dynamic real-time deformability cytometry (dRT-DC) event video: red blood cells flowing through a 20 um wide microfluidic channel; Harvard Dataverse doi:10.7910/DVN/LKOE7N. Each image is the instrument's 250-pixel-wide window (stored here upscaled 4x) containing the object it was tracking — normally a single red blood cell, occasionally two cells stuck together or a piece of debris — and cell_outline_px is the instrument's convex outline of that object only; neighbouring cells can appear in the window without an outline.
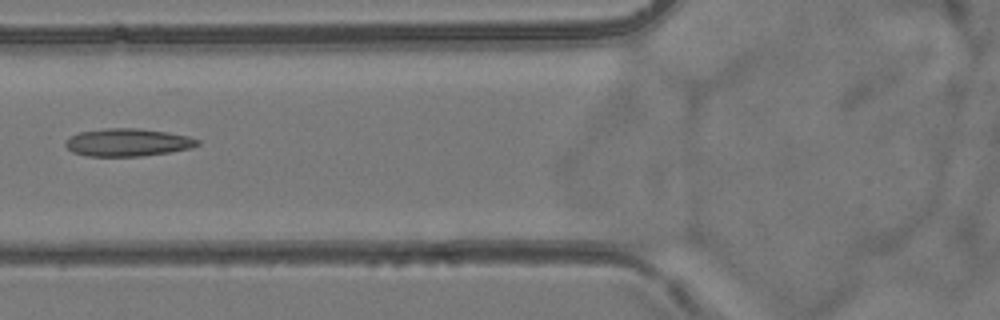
{"species": "common noctule bat (a hibernating species)", "species_latin": "Nyctalus noctula", "temperature_condition": "room temperature", "stored_images_in_passage": 7, "camera_frame_rate_fps": 3000, "um_per_image_px": 0.085, "animal": {"sex": "female", "body_mass_g": 24.6, "forearm_length_mm": 56.2}, "frame": {"image": 1, "passage_image": 6, "time_ms": 6.0, "image_size_px": [1000, 320], "cell_outline_px": [[200, 144], [192, 148], [168, 152], [140, 156], [88, 156], [72, 152], [64, 144], [72, 136], [80, 132], [104, 128], [140, 128], [168, 132], [188, 136], [200, 140]], "centroid_in_image_um": [10.89, 12.1], "position_along_channel_um": 114.9, "area_um2": 21.27}}
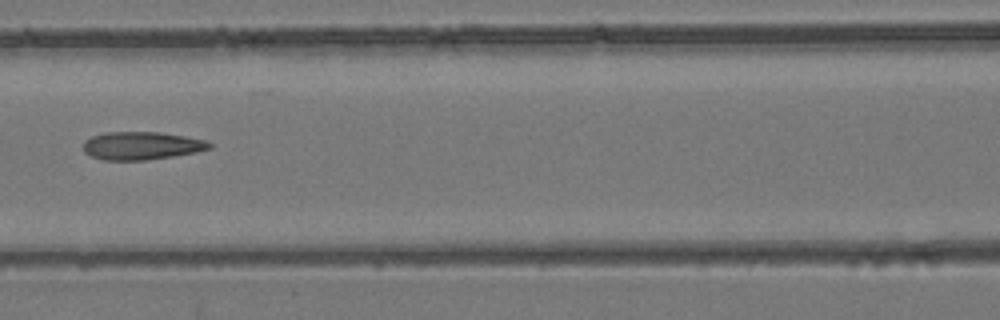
{"frame": {"image": 2, "passage_image": 7, "time_ms": 7.0, "image_size_px": [1000, 320], "cell_outline_px": [[212, 148], [196, 152], [172, 156], [144, 160], [104, 160], [92, 156], [84, 152], [84, 140], [92, 136], [104, 132], [160, 132], [184, 136], [204, 140], [212, 144]], "centroid_in_image_um": [12.02, 12.38], "position_along_channel_um": 154.6, "area_um2": 20.46}}